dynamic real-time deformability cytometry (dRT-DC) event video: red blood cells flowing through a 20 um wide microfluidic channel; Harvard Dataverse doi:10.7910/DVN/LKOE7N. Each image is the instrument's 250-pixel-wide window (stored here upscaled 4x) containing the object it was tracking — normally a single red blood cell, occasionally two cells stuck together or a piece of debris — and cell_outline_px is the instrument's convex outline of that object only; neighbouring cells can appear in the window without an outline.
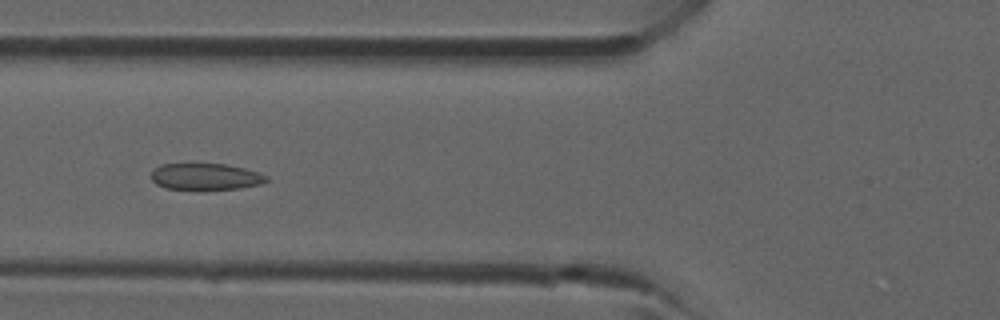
{"species": "common noctule bat (a hibernating species)", "species_latin": "Nyctalus noctula", "temperature_condition": "room temperature", "stored_images_in_passage": 38, "camera_frame_rate_fps": 3000, "um_per_image_px": 0.085, "animal": {"sex": "male", "forearm_length_mm": 52.5}, "frame": {"image": 1, "passage_image": 15, "time_ms": 4.667, "image_size_px": [1000, 320], "cell_outline_px": [[268, 180], [260, 184], [240, 188], [164, 188], [156, 184], [152, 180], [152, 172], [156, 168], [164, 164], [192, 160], [224, 164], [244, 168], [260, 172], [268, 176]], "centroid_in_image_um": [17.46, 14.94], "position_along_channel_um": 108.3, "area_um2": 18.21}}
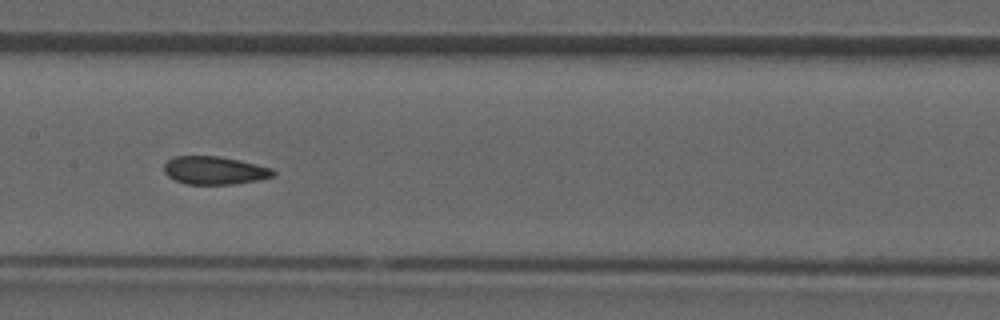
{"frame": {"image": 2, "passage_image": 20, "time_ms": 6.333, "image_size_px": [1000, 320], "cell_outline_px": [[276, 176], [260, 180], [232, 184], [184, 184], [168, 176], [164, 172], [164, 164], [172, 156], [216, 156], [256, 164], [272, 168], [276, 172]], "centroid_in_image_um": [18.24, 14.49], "position_along_channel_um": 189.2, "area_um2": 17.86}}
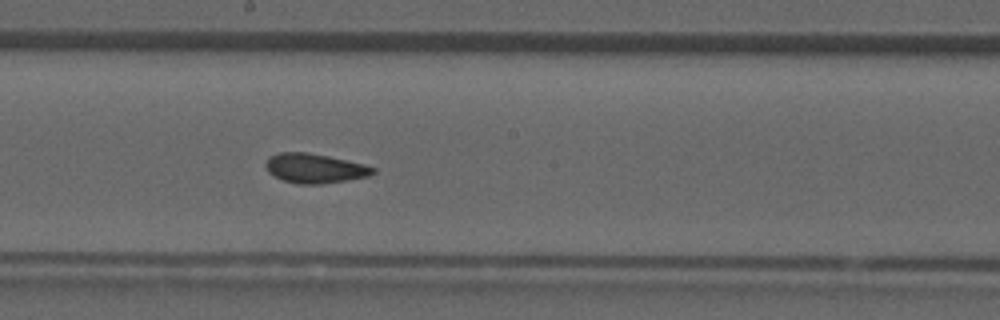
{"frame": {"image": 3, "passage_image": 22, "time_ms": 7.0, "image_size_px": [1000, 320], "cell_outline_px": [[376, 172], [368, 176], [348, 180], [320, 184], [296, 184], [284, 180], [268, 172], [264, 164], [268, 156], [280, 152], [308, 152], [328, 156], [364, 164], [376, 168]], "centroid_in_image_um": [26.74, 14.3], "position_along_channel_um": 221.5, "area_um2": 18.5}}